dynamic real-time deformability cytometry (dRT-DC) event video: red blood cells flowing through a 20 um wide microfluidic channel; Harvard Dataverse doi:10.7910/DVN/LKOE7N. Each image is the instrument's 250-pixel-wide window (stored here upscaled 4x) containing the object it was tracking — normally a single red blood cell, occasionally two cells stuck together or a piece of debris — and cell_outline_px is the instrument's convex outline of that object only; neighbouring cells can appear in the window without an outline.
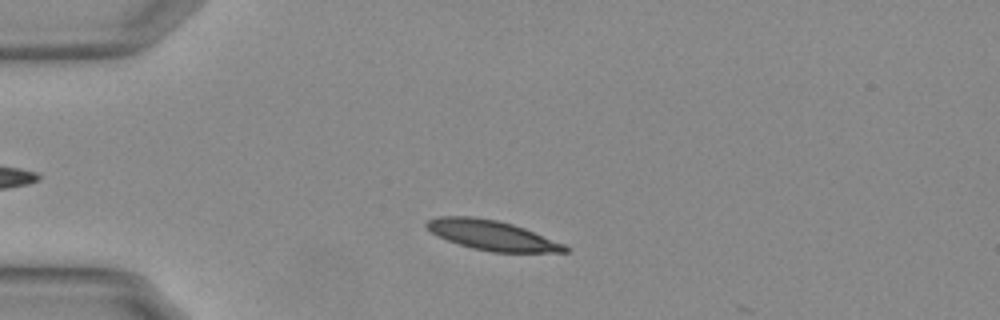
{"species": "Egyptian fruit bat (a non-hibernating species)", "species_latin": "Rousettus aegyptiacus", "temperature_condition": "warm", "stored_images_in_passage": 10, "camera_frame_rate_fps": 3000, "um_per_image_px": 0.085, "animal": {"sex": "female"}, "frame": {"image": 1, "passage_image": 8, "time_ms": 2.333, "image_size_px": [1000, 320], "cell_outline_px": [[568, 252], [492, 252], [472, 248], [448, 240], [432, 232], [424, 224], [428, 220], [440, 216], [472, 216], [496, 220], [512, 224], [524, 228], [564, 244], [568, 248]], "centroid_in_image_um": [41.82, 19.99], "position_along_channel_um": 43.2, "area_um2": 23.64}}